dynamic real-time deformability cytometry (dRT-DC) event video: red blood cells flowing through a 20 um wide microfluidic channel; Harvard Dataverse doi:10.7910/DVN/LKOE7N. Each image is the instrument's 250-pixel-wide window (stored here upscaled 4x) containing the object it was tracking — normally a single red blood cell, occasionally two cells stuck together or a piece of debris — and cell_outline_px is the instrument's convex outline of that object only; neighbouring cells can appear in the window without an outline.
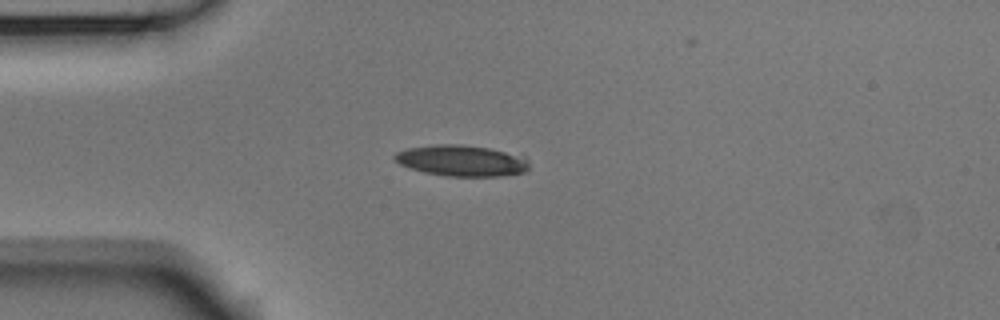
{"species": "Egyptian fruit bat (a non-hibernating species)", "species_latin": "Rousettus aegyptiacus", "temperature_condition": "room temperature", "stored_images_in_passage": 4, "camera_frame_rate_fps": 3000, "um_per_image_px": 0.085, "animal": {"sex": "male"}, "frame": {"image": 1, "passage_image": 3, "time_ms": 0.667, "image_size_px": [1000, 320], "cell_outline_px": [[528, 168], [524, 172], [500, 176], [448, 176], [424, 172], [408, 168], [400, 164], [392, 156], [396, 152], [408, 148], [436, 144], [460, 144], [488, 148], [524, 156], [528, 160]], "centroid_in_image_um": [39.21, 13.65], "position_along_channel_um": 45.8, "area_um2": 24.28}}